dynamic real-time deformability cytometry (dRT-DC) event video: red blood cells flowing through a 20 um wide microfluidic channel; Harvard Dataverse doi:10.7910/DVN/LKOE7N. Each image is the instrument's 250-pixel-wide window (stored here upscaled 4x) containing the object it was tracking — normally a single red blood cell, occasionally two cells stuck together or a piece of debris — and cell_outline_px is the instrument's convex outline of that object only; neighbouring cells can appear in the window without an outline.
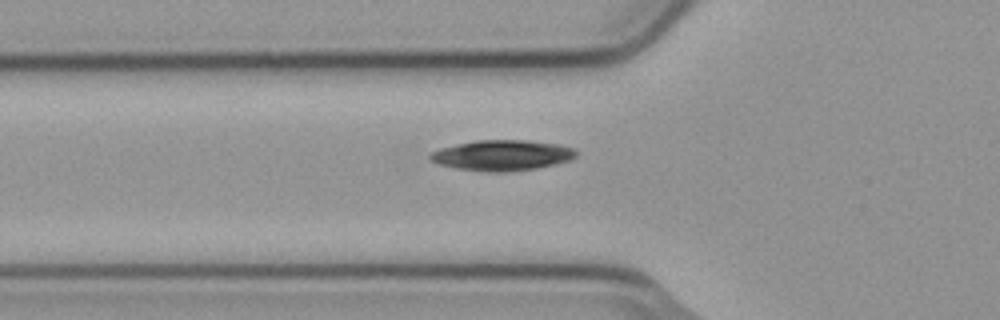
{"species": "common noctule bat (a hibernating species)", "species_latin": "Nyctalus noctula", "temperature_condition": "cold", "stored_images_in_passage": 5, "camera_frame_rate_fps": 3000, "um_per_image_px": 0.085, "animal": {"sex": "male", "body_mass_g": 23.1, "forearm_length_mm": 52.7}, "frame": {"image": 1, "passage_image": 5, "time_ms": 1.333, "image_size_px": [1000, 320], "cell_outline_px": [[576, 156], [572, 160], [556, 164], [536, 168], [508, 172], [488, 172], [456, 168], [440, 164], [432, 160], [428, 156], [432, 152], [440, 148], [476, 140], [528, 140], [560, 144], [576, 148]], "centroid_in_image_um": [42.74, 13.2], "position_along_channel_um": 83.1, "area_um2": 26.07}}